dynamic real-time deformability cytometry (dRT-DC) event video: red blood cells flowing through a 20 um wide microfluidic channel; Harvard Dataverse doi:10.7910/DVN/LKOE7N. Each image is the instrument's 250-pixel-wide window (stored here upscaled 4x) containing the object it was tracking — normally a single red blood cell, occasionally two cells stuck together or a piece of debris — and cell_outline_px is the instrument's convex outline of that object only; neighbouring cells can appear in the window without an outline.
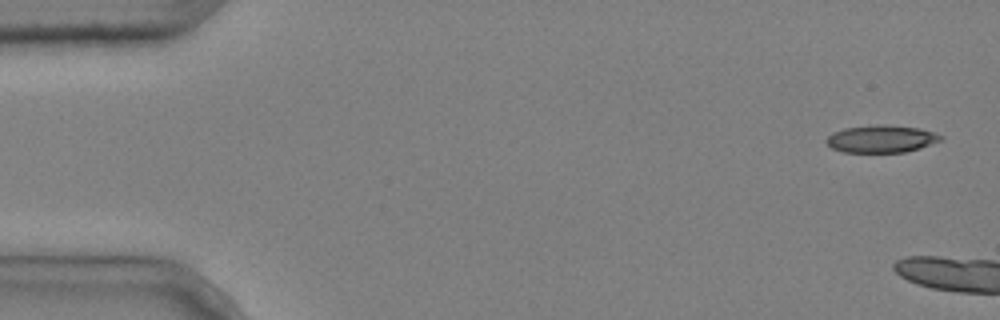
{"species": "common noctule bat (a hibernating species)", "species_latin": "Nyctalus noctula", "temperature_condition": "cold", "stored_images_in_passage": 10, "camera_frame_rate_fps": 3000, "um_per_image_px": 0.085, "animal": {"sex": "male", "body_mass_g": 20.4}, "frame": {"image": 1, "passage_image": 1, "time_ms": 0.0, "image_size_px": [1000, 320], "cell_outline_px": [[944, 140], [920, 148], [904, 152], [844, 152], [832, 148], [824, 140], [832, 132], [844, 128], [876, 124], [884, 124], [920, 128], [936, 132], [944, 136]], "centroid_in_image_um": [74.95, 11.79], "position_along_channel_um": 10.0, "area_um2": 18.55}}
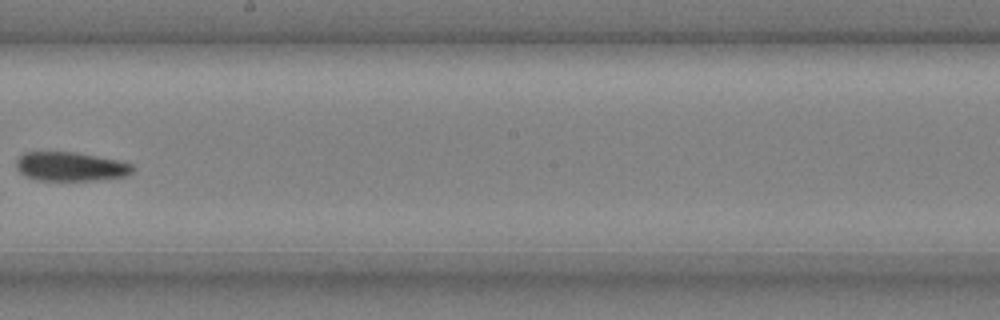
{"frame": {"image": 2, "passage_image": 10, "time_ms": 3.0, "image_size_px": [1000, 320], "cell_outline_px": [[136, 168], [128, 176], [92, 180], [36, 180], [24, 176], [16, 168], [16, 160], [24, 152], [76, 152], [116, 160], [132, 164]], "centroid_in_image_um": [5.99, 14.16], "position_along_channel_um": 242.2, "area_um2": 19.71}}